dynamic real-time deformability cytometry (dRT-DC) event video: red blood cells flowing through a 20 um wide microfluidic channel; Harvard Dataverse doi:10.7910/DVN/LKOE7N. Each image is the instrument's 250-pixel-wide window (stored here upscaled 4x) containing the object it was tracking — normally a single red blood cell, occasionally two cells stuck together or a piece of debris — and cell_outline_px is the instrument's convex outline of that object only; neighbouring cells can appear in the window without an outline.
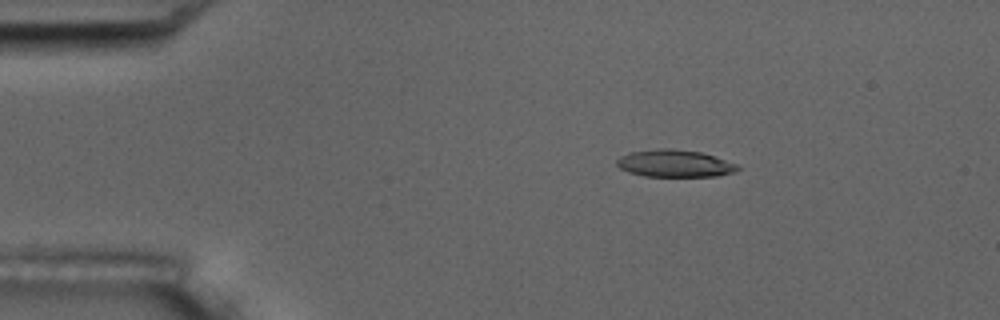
{"species": "common noctule bat (a hibernating species)", "species_latin": "Nyctalus noctula", "temperature_condition": "room temperature", "stored_images_in_passage": 5, "camera_frame_rate_fps": 3000, "um_per_image_px": 0.085, "animal": {"sex": "male", "body_mass_g": 17.5, "forearm_length_mm": 52.3}, "frame": {"image": 1, "passage_image": 3, "time_ms": 3.0, "image_size_px": [1000, 320], "cell_outline_px": [[740, 168], [736, 172], [716, 176], [644, 176], [628, 172], [620, 168], [616, 164], [616, 160], [620, 156], [632, 152], [660, 148], [668, 148], [700, 152], [736, 164]], "centroid_in_image_um": [57.32, 13.9], "position_along_channel_um": 27.7, "area_um2": 18.96}}